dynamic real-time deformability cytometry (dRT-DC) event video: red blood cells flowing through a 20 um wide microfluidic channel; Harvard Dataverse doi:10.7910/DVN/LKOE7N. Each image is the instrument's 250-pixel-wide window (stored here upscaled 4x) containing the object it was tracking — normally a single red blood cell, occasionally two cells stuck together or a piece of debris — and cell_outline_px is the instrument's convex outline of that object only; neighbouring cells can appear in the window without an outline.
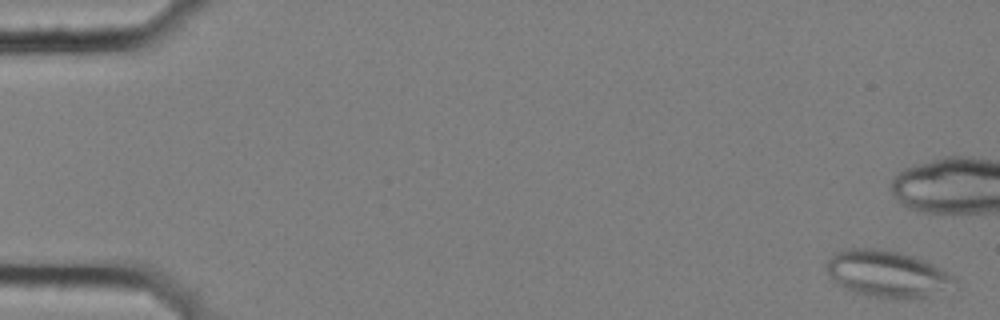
{"species": "common noctule bat (a hibernating species)", "species_latin": "Nyctalus noctula", "temperature_condition": "cold", "stored_images_in_passage": 13, "camera_frame_rate_fps": 3000, "um_per_image_px": 0.085, "animal": {"sex": "female", "body_mass_g": 25.1}, "frame": {"image": 1, "passage_image": 1, "time_ms": 0.0, "image_size_px": [1000, 320], "cell_outline_px": [[960, 288], [924, 296], [872, 296], [852, 292], [836, 284], [832, 280], [824, 268], [824, 264], [836, 252], [844, 248], [876, 248], [900, 252], [912, 256], [932, 264], [948, 272], [956, 280]], "centroid_in_image_um": [75.39, 23.25], "position_along_channel_um": 9.6, "area_um2": 34.68}}